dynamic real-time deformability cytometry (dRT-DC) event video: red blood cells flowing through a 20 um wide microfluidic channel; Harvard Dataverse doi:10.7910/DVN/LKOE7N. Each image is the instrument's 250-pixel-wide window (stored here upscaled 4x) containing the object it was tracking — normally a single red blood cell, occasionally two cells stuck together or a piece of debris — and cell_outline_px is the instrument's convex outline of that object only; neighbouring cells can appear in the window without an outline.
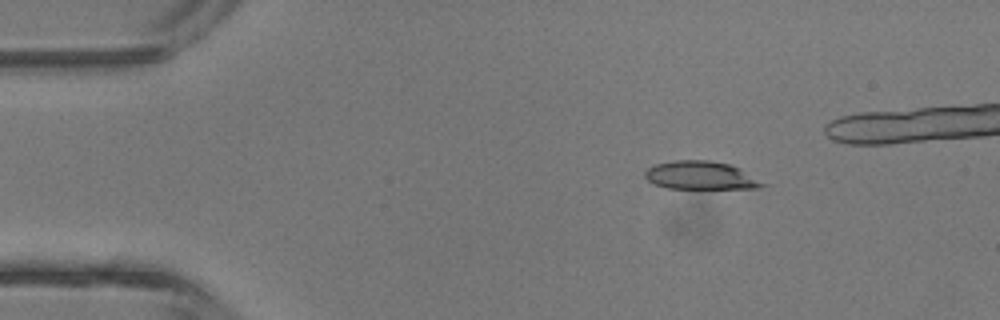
{"species": "common noctule bat (a hibernating species)", "species_latin": "Nyctalus noctula", "temperature_condition": "room temperature", "stored_images_in_passage": 7, "segment_of_instrument_passage": [1, 2], "camera_frame_rate_fps": 3000, "um_per_image_px": 0.085, "animal": {"sex": "male", "body_mass_g": 13.3}, "frame": {"image": 1, "passage_image": 2, "time_ms": 1.333, "image_size_px": [1000, 320], "cell_outline_px": [[768, 184], [760, 188], [668, 188], [656, 184], [648, 180], [644, 176], [644, 172], [648, 168], [656, 164], [676, 160], [708, 160], [732, 164], [740, 168]], "centroid_in_image_um": [59.6, 14.9], "position_along_channel_um": 25.4, "area_um2": 19.31}}
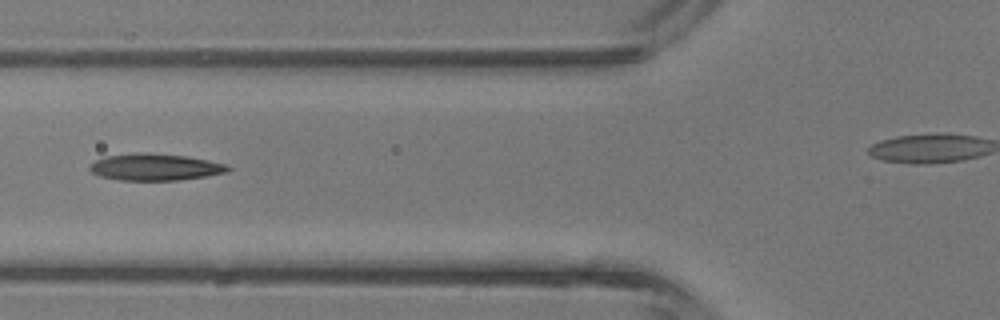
{"frame": {"image": 2, "passage_image": 5, "time_ms": 4.667, "image_size_px": [1000, 320], "cell_outline_px": [[232, 168], [228, 172], [180, 180], [120, 180], [100, 176], [92, 172], [88, 168], [96, 160], [108, 156], [136, 152], [148, 152], [188, 156], [224, 164]], "centroid_in_image_um": [13.18, 14.19], "position_along_channel_um": 112.6, "area_um2": 21.44}}
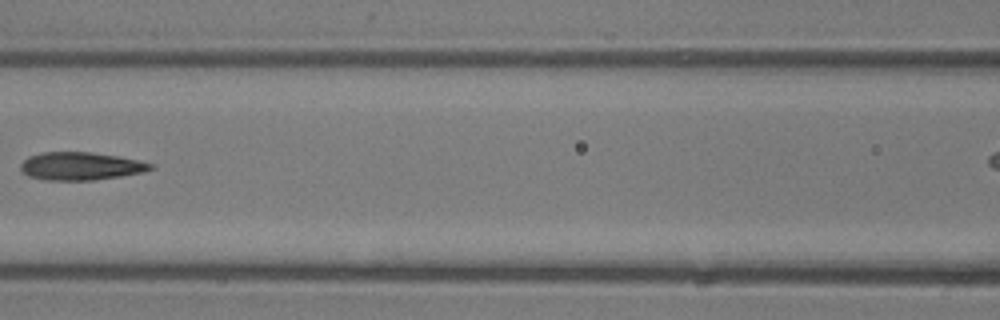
{"frame": {"image": 3, "passage_image": 6, "time_ms": 5.667, "image_size_px": [1000, 320], "cell_outline_px": [[152, 168], [144, 172], [120, 176], [92, 180], [44, 180], [28, 176], [20, 168], [20, 164], [28, 156], [40, 152], [92, 152], [116, 156], [136, 160], [152, 164]], "centroid_in_image_um": [6.8, 14.12], "position_along_channel_um": 159.8, "area_um2": 20.98}}